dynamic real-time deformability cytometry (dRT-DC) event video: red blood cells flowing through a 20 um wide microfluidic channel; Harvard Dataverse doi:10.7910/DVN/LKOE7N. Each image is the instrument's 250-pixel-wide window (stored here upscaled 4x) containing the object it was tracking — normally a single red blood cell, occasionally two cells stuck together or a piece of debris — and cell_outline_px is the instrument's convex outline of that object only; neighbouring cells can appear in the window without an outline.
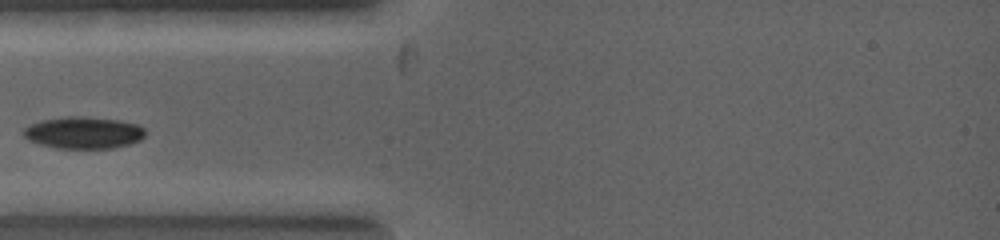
{"species": "common noctule bat (a hibernating species)", "species_latin": "Nyctalus noctula", "temperature_condition": "warm", "stored_images_in_passage": 6, "camera_frame_rate_fps": 5000, "um_per_image_px": 0.085, "animal": {"sex": "female", "body_mass_g": 19.0, "forearm_length_mm": 53.3}, "frame": {"image": 1, "passage_image": 1, "time_ms": 0.0, "image_size_px": [1000, 240], "cell_outline_px": [[144, 136], [140, 140], [128, 144], [112, 148], [56, 148], [28, 140], [24, 136], [24, 128], [40, 120], [64, 116], [84, 116], [120, 120], [136, 124], [144, 128]], "centroid_in_image_um": [7.1, 11.26], "position_along_channel_um": 77.9, "area_um2": 22.54}}